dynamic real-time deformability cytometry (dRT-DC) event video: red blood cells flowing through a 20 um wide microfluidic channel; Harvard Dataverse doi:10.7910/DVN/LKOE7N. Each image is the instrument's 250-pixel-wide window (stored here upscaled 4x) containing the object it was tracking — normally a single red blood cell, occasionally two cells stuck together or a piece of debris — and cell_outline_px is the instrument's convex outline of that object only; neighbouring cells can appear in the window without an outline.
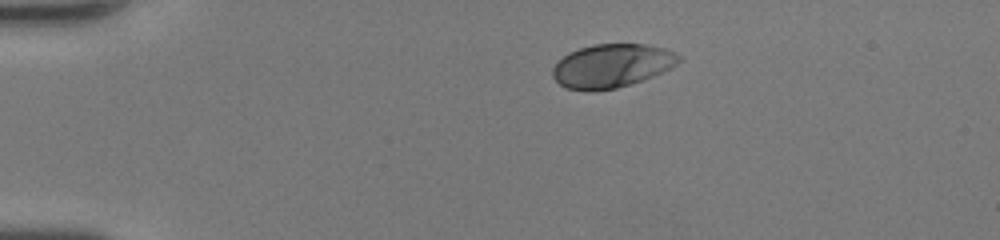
{"species": "human", "species_latin": "Homo sapiens", "temperature_condition": "room temperature", "stored_images_in_passage": 39, "camera_frame_rate_fps": 3000, "um_per_image_px": 0.085, "donor": {"sex": "female"}, "frame": {"image": 1, "passage_image": 1, "time_ms": 0.0, "image_size_px": [1000, 240], "cell_outline_px": [[680, 60], [676, 64], [652, 76], [616, 88], [564, 88], [552, 76], [552, 68], [556, 60], [568, 52], [592, 44], [644, 44], [664, 48], [680, 56]], "centroid_in_image_um": [51.95, 5.54], "position_along_channel_um": 33.1, "area_um2": 31.21}}
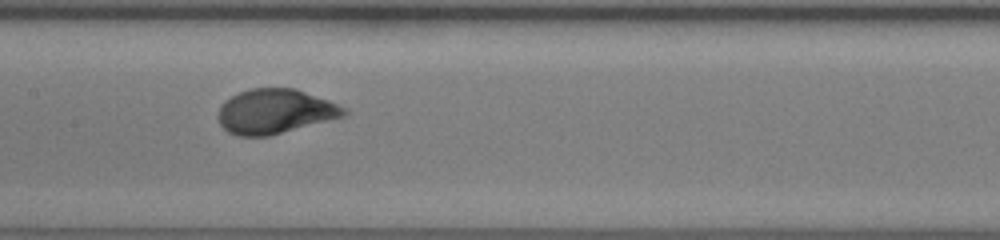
{"frame": {"image": 2, "passage_image": 16, "time_ms": 5.0, "image_size_px": [1000, 240], "cell_outline_px": [[348, 112], [344, 116], [268, 136], [236, 136], [228, 132], [220, 124], [216, 116], [216, 112], [220, 104], [224, 100], [240, 92], [252, 88], [296, 88], [328, 100], [348, 108]], "centroid_in_image_um": [23.34, 9.47], "position_along_channel_um": 184.1, "area_um2": 32.83}}
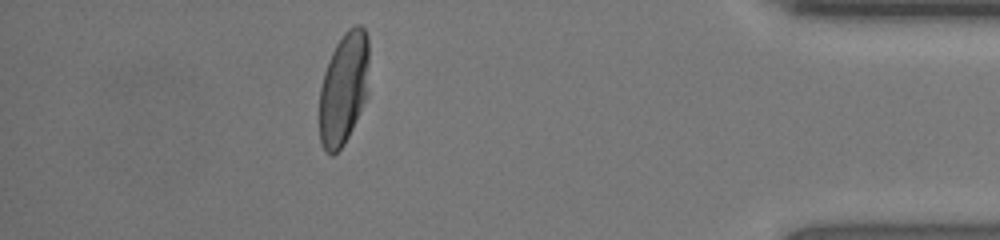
{"frame": {"image": 3, "passage_image": 34, "time_ms": 11.0, "image_size_px": [1000, 240], "cell_outline_px": [[368, 96], [344, 144], [332, 156], [320, 144], [320, 88], [324, 72], [328, 60], [336, 44], [344, 32], [348, 28], [356, 24], [360, 24], [364, 28], [368, 36]], "centroid_in_image_um": [29.23, 7.48], "position_along_channel_um": 406.0, "area_um2": 32.66}, "authors_computed_cell_mechanics": {"area_um2": 32.8304, "velocity_mm_per_s": 4.3927, "shape_relaxation_time_tau1_ms": 2.3888, "shape_relaxation_time_tau2_ms": null, "deformation_change_tau1": 0.1763, "deformation_change_tau2": null}}